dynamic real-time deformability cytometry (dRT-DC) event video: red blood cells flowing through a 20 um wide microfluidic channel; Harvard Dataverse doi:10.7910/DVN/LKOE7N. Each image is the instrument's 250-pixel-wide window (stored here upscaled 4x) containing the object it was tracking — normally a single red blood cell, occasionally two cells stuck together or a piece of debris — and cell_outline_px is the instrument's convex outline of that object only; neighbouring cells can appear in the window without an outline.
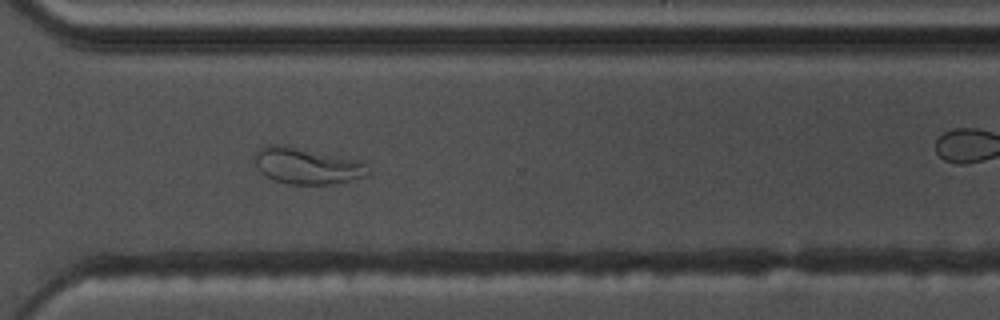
{"species": "common noctule bat (a hibernating species)", "species_latin": "Nyctalus noctula", "temperature_condition": "warm", "stored_images_in_passage": 44, "camera_frame_rate_fps": 3000, "um_per_image_px": 0.085, "animal": {"sex": "male", "body_mass_g": 17.5, "forearm_length_mm": 52.3}, "frame": {"image": 1, "passage_image": 32, "time_ms": 10.333, "image_size_px": [1000, 320], "cell_outline_px": [[372, 172], [368, 176], [332, 184], [288, 184], [264, 176], [260, 172], [252, 160], [256, 152], [260, 148], [268, 144], [284, 144], [364, 160]], "centroid_in_image_um": [26.13, 14.07], "position_along_channel_um": 344.5, "area_um2": 24.8}, "authors_computed_cell_mechanics": {"area_um2": 21.0392, "velocity_mm_per_s": 3.6869, "shape_relaxation_time_tau1_ms": null, "shape_relaxation_time_tau2_ms": 1.735, "deformation_change_tau1": null, "deformation_change_tau2": 0.0853}}